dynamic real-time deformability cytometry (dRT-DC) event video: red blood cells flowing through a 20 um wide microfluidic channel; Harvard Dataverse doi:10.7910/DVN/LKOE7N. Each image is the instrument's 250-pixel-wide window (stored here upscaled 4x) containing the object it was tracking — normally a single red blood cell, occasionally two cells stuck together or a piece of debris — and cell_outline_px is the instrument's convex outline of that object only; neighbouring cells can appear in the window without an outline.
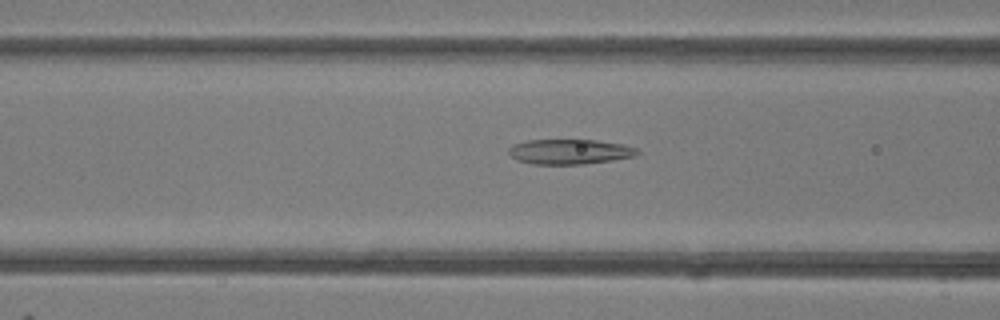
{"species": "common noctule bat (a hibernating species)", "species_latin": "Nyctalus noctula", "temperature_condition": "room temperature", "stored_images_in_passage": 49, "camera_frame_rate_fps": 3000, "um_per_image_px": 0.085, "animal": {"sex": "female"}, "frame": {"image": 1, "passage_image": 20, "time_ms": 6.333, "image_size_px": [1000, 320], "cell_outline_px": [[640, 152], [636, 156], [612, 160], [584, 164], [532, 164], [516, 160], [508, 152], [508, 148], [512, 144], [528, 140], [596, 140], [624, 144], [636, 148]], "centroid_in_image_um": [48.42, 12.89], "position_along_channel_um": 118.2, "area_um2": 18.84}}
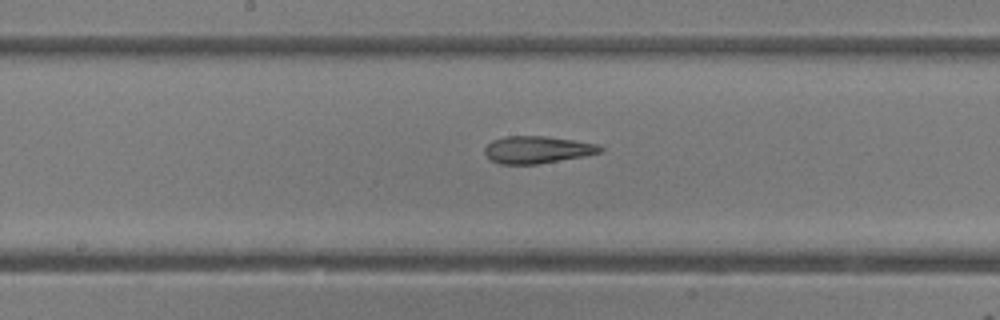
{"frame": {"image": 2, "passage_image": 26, "time_ms": 8.333, "image_size_px": [1000, 320], "cell_outline_px": [[604, 152], [584, 156], [536, 164], [500, 164], [488, 160], [484, 152], [484, 148], [492, 140], [504, 136], [548, 136], [600, 144], [604, 148]], "centroid_in_image_um": [45.67, 12.72], "position_along_channel_um": 202.5, "area_um2": 18.61}}
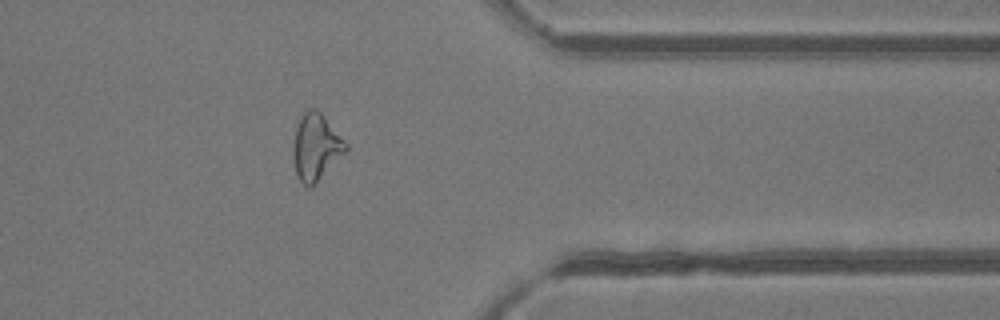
{"frame": {"image": 3, "passage_image": 40, "time_ms": 13.0, "image_size_px": [1000, 320], "cell_outline_px": [[348, 148], [308, 188], [296, 176], [292, 156], [292, 148], [296, 128], [304, 108], [316, 108], [324, 116], [348, 144]], "centroid_in_image_um": [26.8, 12.42], "position_along_channel_um": 384.6, "area_um2": 19.94}, "authors_computed_cell_mechanics": {"area_um2": 20.808, "velocity_mm_per_s": 4.2044, "shape_relaxation_time_tau1_ms": 10.7855, "shape_relaxation_time_tau2_ms": 2.5058, "deformation_change_tau1": 0.2492, "deformation_change_tau2": 0.1403}}